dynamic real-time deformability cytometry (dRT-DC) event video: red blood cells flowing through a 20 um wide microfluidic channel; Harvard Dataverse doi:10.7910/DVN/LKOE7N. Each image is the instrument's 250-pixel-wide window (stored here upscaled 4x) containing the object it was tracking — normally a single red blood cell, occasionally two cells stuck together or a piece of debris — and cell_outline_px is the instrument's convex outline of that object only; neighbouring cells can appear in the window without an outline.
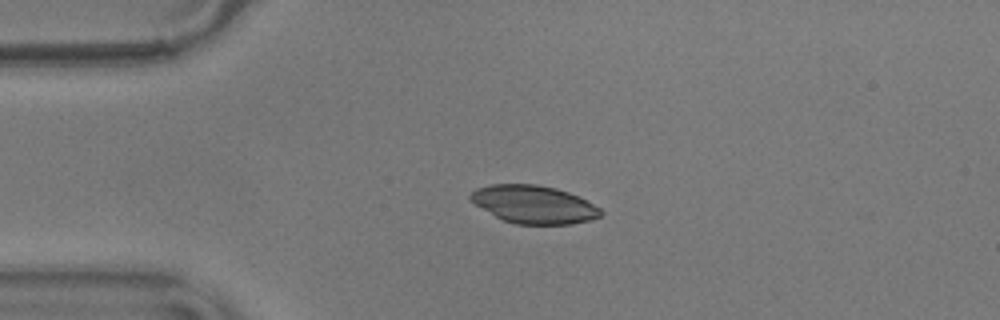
{"species": "common noctule bat (a hibernating species)", "species_latin": "Nyctalus noctula", "temperature_condition": "warm", "stored_images_in_passage": 42, "camera_frame_rate_fps": 3000, "um_per_image_px": 0.085, "animal": {"sex": "male", "body_mass_g": 17.9}, "frame": {"image": 1, "passage_image": 1, "time_ms": 0.0, "image_size_px": [1000, 320], "cell_outline_px": [[604, 212], [600, 216], [588, 220], [572, 224], [516, 224], [504, 220], [496, 216], [476, 204], [468, 196], [476, 188], [492, 184], [536, 184], [556, 188], [568, 192], [600, 208]], "centroid_in_image_um": [45.37, 17.37], "position_along_channel_um": 39.6, "area_um2": 28.38}}
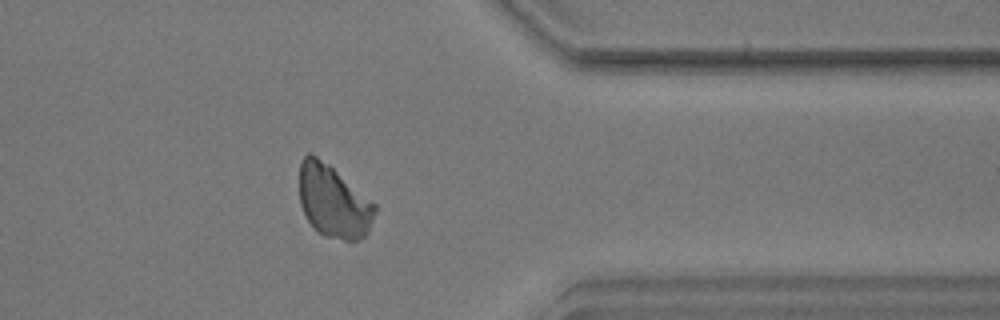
{"frame": {"image": 2, "passage_image": 33, "time_ms": 10.667, "image_size_px": [1000, 320], "cell_outline_px": [[376, 212], [368, 232], [360, 240], [344, 240], [324, 236], [304, 216], [300, 204], [300, 164], [304, 156], [308, 152], [312, 152], [328, 164], [376, 204]], "centroid_in_image_um": [28.34, 17.12], "position_along_channel_um": 383.1, "area_um2": 31.79}}
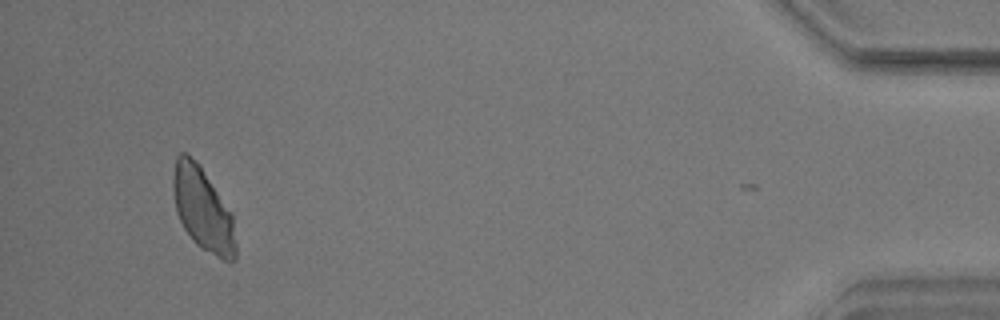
{"frame": {"image": 3, "passage_image": 41, "time_ms": 13.333, "image_size_px": [1000, 320], "cell_outline_px": [[236, 260], [224, 260], [216, 256], [196, 244], [192, 240], [184, 228], [176, 212], [172, 188], [172, 176], [176, 156], [180, 152], [188, 152], [200, 164], [232, 212], [236, 244]], "centroid_in_image_um": [17.23, 17.73], "position_along_channel_um": 418.0, "area_um2": 30.81}}